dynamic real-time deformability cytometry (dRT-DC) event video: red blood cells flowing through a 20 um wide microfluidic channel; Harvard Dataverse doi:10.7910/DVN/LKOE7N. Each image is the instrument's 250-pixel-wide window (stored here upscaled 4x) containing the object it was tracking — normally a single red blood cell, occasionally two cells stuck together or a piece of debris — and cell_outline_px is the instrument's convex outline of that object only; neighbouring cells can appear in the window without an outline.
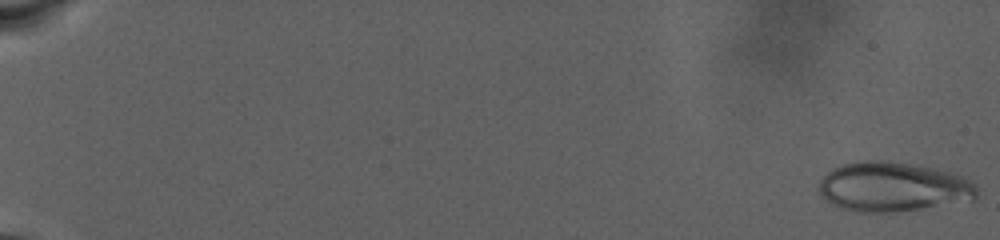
{"species": "human", "species_latin": "Homo sapiens", "temperature_condition": "warm", "stored_images_in_passage": 85, "camera_frame_rate_fps": 3000, "um_per_image_px": 0.085, "donor": {"sex": "male"}, "frame": {"image": 1, "passage_image": 1, "time_ms": 0.0, "image_size_px": [1000, 240], "cell_outline_px": [[976, 200], [892, 212], [856, 212], [840, 208], [832, 204], [820, 196], [820, 180], [832, 168], [844, 164], [868, 160], [888, 160], [932, 168], [948, 172], [960, 176], [976, 184]], "centroid_in_image_um": [75.88, 15.89], "position_along_channel_um": 9.1, "area_um2": 45.32}}
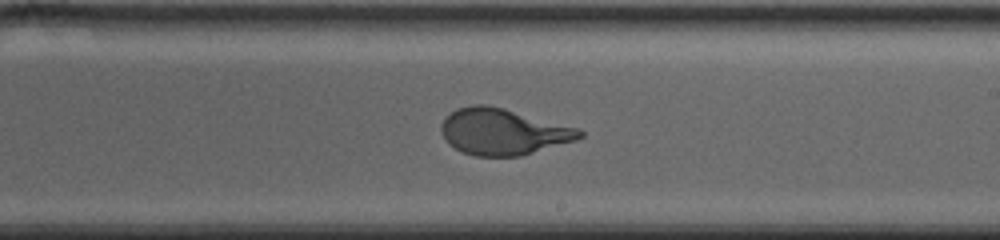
{"frame": {"image": 2, "passage_image": 55, "time_ms": 18.0, "image_size_px": [1000, 240], "cell_outline_px": [[584, 136], [576, 140], [520, 156], [476, 156], [464, 152], [448, 144], [444, 140], [440, 132], [440, 124], [452, 112], [460, 108], [472, 104], [484, 104], [504, 108], [580, 128], [584, 132]], "centroid_in_image_um": [42.77, 11.19], "position_along_channel_um": 246.2, "area_um2": 37.28}}
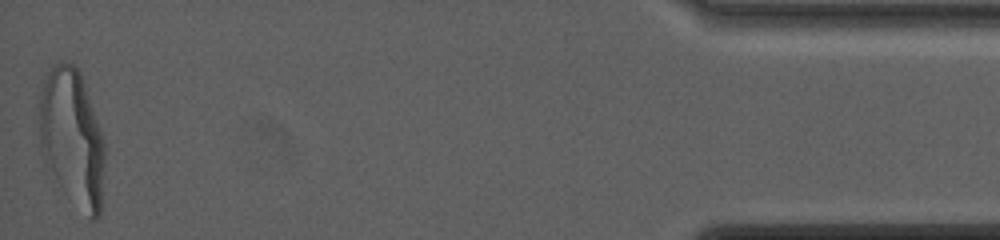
{"frame": {"image": 3, "passage_image": 85, "time_ms": 28.0, "image_size_px": [1000, 240], "cell_outline_px": [[104, 160], [100, 216], [96, 220], [92, 220], [56, 176], [40, 148], [40, 80], [52, 64], [60, 60], [68, 60], [80, 72], [104, 140]], "centroid_in_image_um": [6.13, 11.52], "position_along_channel_um": 429.1, "area_um2": 50.92}, "authors_computed_cell_mechanics": {"area_um2": 41.0958, "velocity_mm_per_s": 2.554, "shape_relaxation_time_tau1_ms": 8.4109, "shape_relaxation_time_tau2_ms": null, "deformation_change_tau1": 0.2769, "deformation_change_tau2": null}}